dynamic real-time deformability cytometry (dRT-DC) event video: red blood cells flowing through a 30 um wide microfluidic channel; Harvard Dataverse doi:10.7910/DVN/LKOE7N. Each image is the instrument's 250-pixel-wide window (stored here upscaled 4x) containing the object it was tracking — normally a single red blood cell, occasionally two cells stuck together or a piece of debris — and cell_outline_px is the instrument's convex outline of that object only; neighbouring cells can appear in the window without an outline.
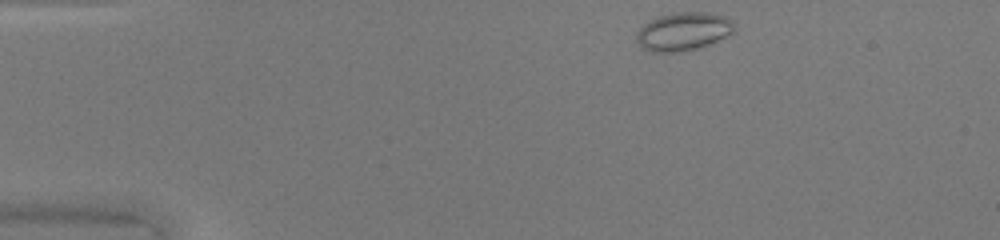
{"species": "common noctule bat (a hibernating species)", "species_latin": "Nyctalus noctula", "temperature_condition": "warm", "stored_images_in_passage": 41, "camera_frame_rate_fps": 3000, "um_per_image_px": 0.085, "animal": {"sex": "female", "body_mass_g": 20.0, "forearm_length_mm": 54.0}, "frame": {"image": 1, "passage_image": 1, "time_ms": 0.0, "image_size_px": [1000, 240], "cell_outline_px": [[732, 32], [708, 44], [696, 48], [676, 52], [652, 52], [644, 48], [636, 40], [636, 32], [644, 24], [660, 16], [672, 12], [708, 12], [724, 16], [732, 20]], "centroid_in_image_um": [58.04, 2.66], "position_along_channel_um": 27.0, "area_um2": 21.33}}
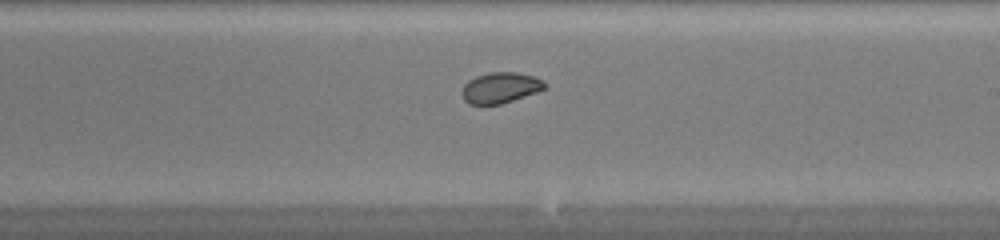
{"frame": {"image": 2, "passage_image": 22, "time_ms": 7.0, "image_size_px": [1000, 240], "cell_outline_px": [[548, 84], [544, 88], [536, 92], [500, 104], [468, 104], [464, 100], [460, 92], [464, 84], [468, 80], [476, 76], [488, 72], [516, 72], [532, 76], [544, 80]], "centroid_in_image_um": [42.5, 7.45], "position_along_channel_um": 246.5, "area_um2": 14.85}}
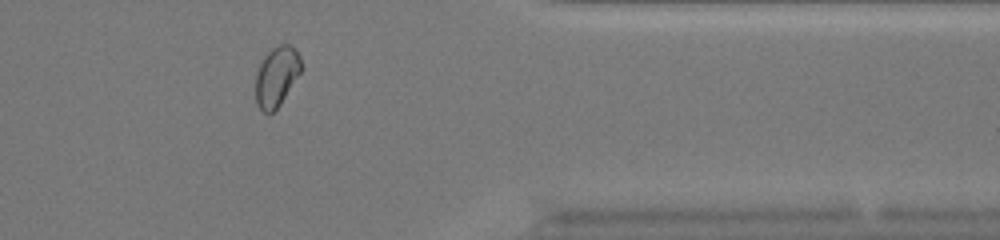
{"frame": {"image": 3, "passage_image": 33, "time_ms": 10.667, "image_size_px": [1000, 240], "cell_outline_px": [[304, 68], [280, 104], [272, 112], [264, 112], [256, 104], [256, 72], [264, 56], [272, 48], [280, 44], [292, 44], [300, 56]], "centroid_in_image_um": [23.54, 6.46], "position_along_channel_um": 387.9, "area_um2": 16.01}, "authors_computed_cell_mechanics": {"area_um2": 16.0106, "velocity_mm_per_s": 4.2512, "shape_relaxation_time_tau1_ms": null, "shape_relaxation_time_tau2_ms": 0.9754, "deformation_change_tau1": null, "deformation_change_tau2": 0.0437}}